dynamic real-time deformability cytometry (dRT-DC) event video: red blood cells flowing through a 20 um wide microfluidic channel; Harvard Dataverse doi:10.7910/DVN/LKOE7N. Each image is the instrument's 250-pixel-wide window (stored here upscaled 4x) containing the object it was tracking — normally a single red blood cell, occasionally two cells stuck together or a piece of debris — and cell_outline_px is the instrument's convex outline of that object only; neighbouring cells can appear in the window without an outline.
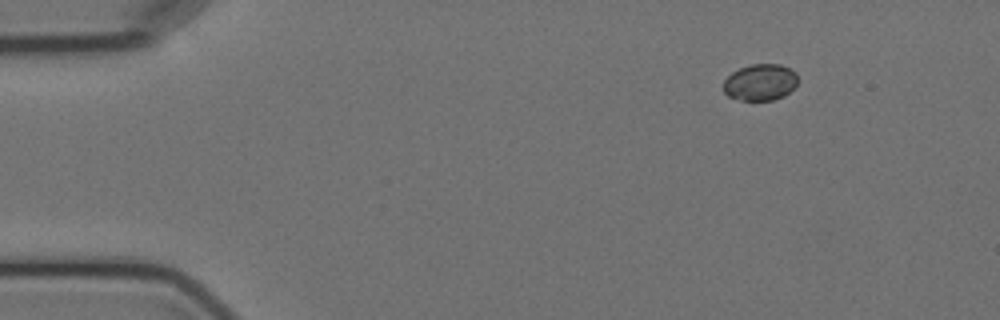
{"species": "Egyptian fruit bat (a non-hibernating species)", "species_latin": "Rousettus aegyptiacus", "temperature_condition": "cold", "stored_images_in_passage": 6, "camera_frame_rate_fps": 3000, "um_per_image_px": 0.085, "animal": {"sex": "female"}, "frame": {"image": 1, "passage_image": 1, "time_ms": 0.0, "image_size_px": [1000, 320], "cell_outline_px": [[796, 84], [784, 96], [772, 100], [740, 100], [728, 96], [724, 92], [724, 80], [732, 72], [740, 68], [752, 64], [780, 64], [796, 72]], "centroid_in_image_um": [64.6, 6.99], "position_along_channel_um": 20.4, "area_um2": 15.66}}
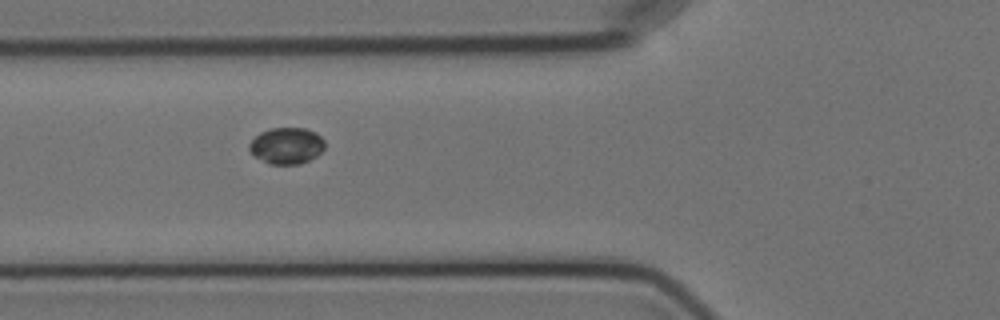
{"frame": {"image": 2, "passage_image": 5, "time_ms": 4.667, "image_size_px": [1000, 320], "cell_outline_px": [[324, 148], [316, 156], [300, 164], [268, 164], [252, 156], [248, 148], [248, 144], [260, 132], [272, 128], [304, 128], [316, 132], [324, 140]], "centroid_in_image_um": [24.32, 12.39], "position_along_channel_um": 101.5, "area_um2": 16.13}}
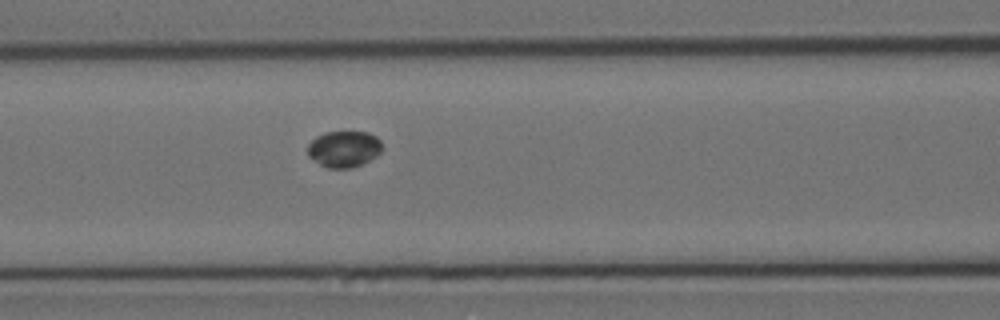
{"frame": {"image": 3, "passage_image": 6, "time_ms": 5.667, "image_size_px": [1000, 320], "cell_outline_px": [[380, 152], [376, 156], [352, 168], [328, 168], [320, 164], [308, 156], [308, 144], [316, 136], [324, 132], [368, 132], [376, 136], [380, 140]], "centroid_in_image_um": [29.21, 12.65], "position_along_channel_um": 137.4, "area_um2": 15.61}}